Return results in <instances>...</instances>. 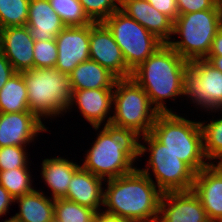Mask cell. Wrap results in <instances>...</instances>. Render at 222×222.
<instances>
[{
  "label": "cell",
  "mask_w": 222,
  "mask_h": 222,
  "mask_svg": "<svg viewBox=\"0 0 222 222\" xmlns=\"http://www.w3.org/2000/svg\"><path fill=\"white\" fill-rule=\"evenodd\" d=\"M179 14L220 9L218 0H176Z\"/></svg>",
  "instance_id": "obj_33"
},
{
  "label": "cell",
  "mask_w": 222,
  "mask_h": 222,
  "mask_svg": "<svg viewBox=\"0 0 222 222\" xmlns=\"http://www.w3.org/2000/svg\"><path fill=\"white\" fill-rule=\"evenodd\" d=\"M155 9L169 17L173 22L179 15L176 0H147Z\"/></svg>",
  "instance_id": "obj_34"
},
{
  "label": "cell",
  "mask_w": 222,
  "mask_h": 222,
  "mask_svg": "<svg viewBox=\"0 0 222 222\" xmlns=\"http://www.w3.org/2000/svg\"><path fill=\"white\" fill-rule=\"evenodd\" d=\"M113 104L111 127L131 132L137 138L151 133L159 112L151 104L148 94L132 77L117 79Z\"/></svg>",
  "instance_id": "obj_6"
},
{
  "label": "cell",
  "mask_w": 222,
  "mask_h": 222,
  "mask_svg": "<svg viewBox=\"0 0 222 222\" xmlns=\"http://www.w3.org/2000/svg\"><path fill=\"white\" fill-rule=\"evenodd\" d=\"M73 90L114 88L117 77L94 60H86L68 75Z\"/></svg>",
  "instance_id": "obj_23"
},
{
  "label": "cell",
  "mask_w": 222,
  "mask_h": 222,
  "mask_svg": "<svg viewBox=\"0 0 222 222\" xmlns=\"http://www.w3.org/2000/svg\"><path fill=\"white\" fill-rule=\"evenodd\" d=\"M221 27L220 9L179 14L173 22V35H179L181 40H170L167 44L188 62L205 59Z\"/></svg>",
  "instance_id": "obj_7"
},
{
  "label": "cell",
  "mask_w": 222,
  "mask_h": 222,
  "mask_svg": "<svg viewBox=\"0 0 222 222\" xmlns=\"http://www.w3.org/2000/svg\"><path fill=\"white\" fill-rule=\"evenodd\" d=\"M105 182L103 212L129 222H157L163 192L139 168Z\"/></svg>",
  "instance_id": "obj_1"
},
{
  "label": "cell",
  "mask_w": 222,
  "mask_h": 222,
  "mask_svg": "<svg viewBox=\"0 0 222 222\" xmlns=\"http://www.w3.org/2000/svg\"><path fill=\"white\" fill-rule=\"evenodd\" d=\"M34 68H52L57 62V45L55 39L48 41H35Z\"/></svg>",
  "instance_id": "obj_32"
},
{
  "label": "cell",
  "mask_w": 222,
  "mask_h": 222,
  "mask_svg": "<svg viewBox=\"0 0 222 222\" xmlns=\"http://www.w3.org/2000/svg\"><path fill=\"white\" fill-rule=\"evenodd\" d=\"M104 181V182H103ZM105 180L80 166L72 176L65 199L100 212Z\"/></svg>",
  "instance_id": "obj_19"
},
{
  "label": "cell",
  "mask_w": 222,
  "mask_h": 222,
  "mask_svg": "<svg viewBox=\"0 0 222 222\" xmlns=\"http://www.w3.org/2000/svg\"><path fill=\"white\" fill-rule=\"evenodd\" d=\"M30 167L16 168L0 172V184L15 198L34 190Z\"/></svg>",
  "instance_id": "obj_26"
},
{
  "label": "cell",
  "mask_w": 222,
  "mask_h": 222,
  "mask_svg": "<svg viewBox=\"0 0 222 222\" xmlns=\"http://www.w3.org/2000/svg\"><path fill=\"white\" fill-rule=\"evenodd\" d=\"M26 26L35 41L53 40L66 27L48 0H30Z\"/></svg>",
  "instance_id": "obj_20"
},
{
  "label": "cell",
  "mask_w": 222,
  "mask_h": 222,
  "mask_svg": "<svg viewBox=\"0 0 222 222\" xmlns=\"http://www.w3.org/2000/svg\"><path fill=\"white\" fill-rule=\"evenodd\" d=\"M151 134L195 173L209 165L204 153L200 121L173 113H159Z\"/></svg>",
  "instance_id": "obj_4"
},
{
  "label": "cell",
  "mask_w": 222,
  "mask_h": 222,
  "mask_svg": "<svg viewBox=\"0 0 222 222\" xmlns=\"http://www.w3.org/2000/svg\"><path fill=\"white\" fill-rule=\"evenodd\" d=\"M120 10L163 43L172 39L173 21L155 9L147 0H120Z\"/></svg>",
  "instance_id": "obj_18"
},
{
  "label": "cell",
  "mask_w": 222,
  "mask_h": 222,
  "mask_svg": "<svg viewBox=\"0 0 222 222\" xmlns=\"http://www.w3.org/2000/svg\"><path fill=\"white\" fill-rule=\"evenodd\" d=\"M66 27L85 26L93 23L86 15L79 0H48Z\"/></svg>",
  "instance_id": "obj_27"
},
{
  "label": "cell",
  "mask_w": 222,
  "mask_h": 222,
  "mask_svg": "<svg viewBox=\"0 0 222 222\" xmlns=\"http://www.w3.org/2000/svg\"><path fill=\"white\" fill-rule=\"evenodd\" d=\"M205 60L222 72V56H207Z\"/></svg>",
  "instance_id": "obj_39"
},
{
  "label": "cell",
  "mask_w": 222,
  "mask_h": 222,
  "mask_svg": "<svg viewBox=\"0 0 222 222\" xmlns=\"http://www.w3.org/2000/svg\"><path fill=\"white\" fill-rule=\"evenodd\" d=\"M147 144L146 146L141 142ZM138 158L150 152L147 165L139 169L151 178L155 185L163 192L191 191L195 180V172L175 154L166 149L151 133L138 137ZM155 181L152 179V174ZM157 183V184H156Z\"/></svg>",
  "instance_id": "obj_8"
},
{
  "label": "cell",
  "mask_w": 222,
  "mask_h": 222,
  "mask_svg": "<svg viewBox=\"0 0 222 222\" xmlns=\"http://www.w3.org/2000/svg\"><path fill=\"white\" fill-rule=\"evenodd\" d=\"M190 62L167 43H163L144 62L132 71L131 77L148 94L159 113H173L165 99L184 96V71Z\"/></svg>",
  "instance_id": "obj_2"
},
{
  "label": "cell",
  "mask_w": 222,
  "mask_h": 222,
  "mask_svg": "<svg viewBox=\"0 0 222 222\" xmlns=\"http://www.w3.org/2000/svg\"><path fill=\"white\" fill-rule=\"evenodd\" d=\"M45 131L42 120L31 111L0 113V148L29 145Z\"/></svg>",
  "instance_id": "obj_13"
},
{
  "label": "cell",
  "mask_w": 222,
  "mask_h": 222,
  "mask_svg": "<svg viewBox=\"0 0 222 222\" xmlns=\"http://www.w3.org/2000/svg\"><path fill=\"white\" fill-rule=\"evenodd\" d=\"M34 42L26 25L0 29V51L16 72L34 68Z\"/></svg>",
  "instance_id": "obj_17"
},
{
  "label": "cell",
  "mask_w": 222,
  "mask_h": 222,
  "mask_svg": "<svg viewBox=\"0 0 222 222\" xmlns=\"http://www.w3.org/2000/svg\"><path fill=\"white\" fill-rule=\"evenodd\" d=\"M208 56H222V27L215 35Z\"/></svg>",
  "instance_id": "obj_37"
},
{
  "label": "cell",
  "mask_w": 222,
  "mask_h": 222,
  "mask_svg": "<svg viewBox=\"0 0 222 222\" xmlns=\"http://www.w3.org/2000/svg\"><path fill=\"white\" fill-rule=\"evenodd\" d=\"M15 203L14 197H12L9 192L0 184V217L8 213L9 206Z\"/></svg>",
  "instance_id": "obj_36"
},
{
  "label": "cell",
  "mask_w": 222,
  "mask_h": 222,
  "mask_svg": "<svg viewBox=\"0 0 222 222\" xmlns=\"http://www.w3.org/2000/svg\"><path fill=\"white\" fill-rule=\"evenodd\" d=\"M114 88L73 90L69 110L76 104L83 118L97 131L103 121L110 126ZM110 115V116H108Z\"/></svg>",
  "instance_id": "obj_16"
},
{
  "label": "cell",
  "mask_w": 222,
  "mask_h": 222,
  "mask_svg": "<svg viewBox=\"0 0 222 222\" xmlns=\"http://www.w3.org/2000/svg\"><path fill=\"white\" fill-rule=\"evenodd\" d=\"M22 76L27 87L29 110L41 120L68 112L73 89L66 73L56 67L33 68L23 71Z\"/></svg>",
  "instance_id": "obj_5"
},
{
  "label": "cell",
  "mask_w": 222,
  "mask_h": 222,
  "mask_svg": "<svg viewBox=\"0 0 222 222\" xmlns=\"http://www.w3.org/2000/svg\"><path fill=\"white\" fill-rule=\"evenodd\" d=\"M19 212L12 218L16 222H54V199L45 196L43 191L32 192L15 198Z\"/></svg>",
  "instance_id": "obj_22"
},
{
  "label": "cell",
  "mask_w": 222,
  "mask_h": 222,
  "mask_svg": "<svg viewBox=\"0 0 222 222\" xmlns=\"http://www.w3.org/2000/svg\"><path fill=\"white\" fill-rule=\"evenodd\" d=\"M4 222H16L12 217L9 219H6Z\"/></svg>",
  "instance_id": "obj_41"
},
{
  "label": "cell",
  "mask_w": 222,
  "mask_h": 222,
  "mask_svg": "<svg viewBox=\"0 0 222 222\" xmlns=\"http://www.w3.org/2000/svg\"><path fill=\"white\" fill-rule=\"evenodd\" d=\"M30 111L22 72L12 75L0 89V113Z\"/></svg>",
  "instance_id": "obj_24"
},
{
  "label": "cell",
  "mask_w": 222,
  "mask_h": 222,
  "mask_svg": "<svg viewBox=\"0 0 222 222\" xmlns=\"http://www.w3.org/2000/svg\"><path fill=\"white\" fill-rule=\"evenodd\" d=\"M96 211L65 198L54 200V221L93 222Z\"/></svg>",
  "instance_id": "obj_25"
},
{
  "label": "cell",
  "mask_w": 222,
  "mask_h": 222,
  "mask_svg": "<svg viewBox=\"0 0 222 222\" xmlns=\"http://www.w3.org/2000/svg\"><path fill=\"white\" fill-rule=\"evenodd\" d=\"M30 0H0V29L25 26Z\"/></svg>",
  "instance_id": "obj_29"
},
{
  "label": "cell",
  "mask_w": 222,
  "mask_h": 222,
  "mask_svg": "<svg viewBox=\"0 0 222 222\" xmlns=\"http://www.w3.org/2000/svg\"><path fill=\"white\" fill-rule=\"evenodd\" d=\"M93 222H129V221L119 218L118 216L105 213L102 210L100 212H96Z\"/></svg>",
  "instance_id": "obj_38"
},
{
  "label": "cell",
  "mask_w": 222,
  "mask_h": 222,
  "mask_svg": "<svg viewBox=\"0 0 222 222\" xmlns=\"http://www.w3.org/2000/svg\"><path fill=\"white\" fill-rule=\"evenodd\" d=\"M119 45L126 66L133 71L163 42L120 9L102 22Z\"/></svg>",
  "instance_id": "obj_9"
},
{
  "label": "cell",
  "mask_w": 222,
  "mask_h": 222,
  "mask_svg": "<svg viewBox=\"0 0 222 222\" xmlns=\"http://www.w3.org/2000/svg\"><path fill=\"white\" fill-rule=\"evenodd\" d=\"M217 164L222 168V160L218 161Z\"/></svg>",
  "instance_id": "obj_42"
},
{
  "label": "cell",
  "mask_w": 222,
  "mask_h": 222,
  "mask_svg": "<svg viewBox=\"0 0 222 222\" xmlns=\"http://www.w3.org/2000/svg\"><path fill=\"white\" fill-rule=\"evenodd\" d=\"M89 54L91 60L108 69L118 79L131 77L132 71L126 66L119 45L102 22L90 24Z\"/></svg>",
  "instance_id": "obj_11"
},
{
  "label": "cell",
  "mask_w": 222,
  "mask_h": 222,
  "mask_svg": "<svg viewBox=\"0 0 222 222\" xmlns=\"http://www.w3.org/2000/svg\"><path fill=\"white\" fill-rule=\"evenodd\" d=\"M41 177L52 191V199H62L67 195L74 172L81 166L64 157L46 158L42 161Z\"/></svg>",
  "instance_id": "obj_21"
},
{
  "label": "cell",
  "mask_w": 222,
  "mask_h": 222,
  "mask_svg": "<svg viewBox=\"0 0 222 222\" xmlns=\"http://www.w3.org/2000/svg\"><path fill=\"white\" fill-rule=\"evenodd\" d=\"M81 166L104 180L133 172L138 160V138L131 132L103 126Z\"/></svg>",
  "instance_id": "obj_3"
},
{
  "label": "cell",
  "mask_w": 222,
  "mask_h": 222,
  "mask_svg": "<svg viewBox=\"0 0 222 222\" xmlns=\"http://www.w3.org/2000/svg\"><path fill=\"white\" fill-rule=\"evenodd\" d=\"M184 96L209 113L222 111V72L205 59L191 61L184 71Z\"/></svg>",
  "instance_id": "obj_10"
},
{
  "label": "cell",
  "mask_w": 222,
  "mask_h": 222,
  "mask_svg": "<svg viewBox=\"0 0 222 222\" xmlns=\"http://www.w3.org/2000/svg\"><path fill=\"white\" fill-rule=\"evenodd\" d=\"M192 191L210 222H222V168L210 163L195 174Z\"/></svg>",
  "instance_id": "obj_15"
},
{
  "label": "cell",
  "mask_w": 222,
  "mask_h": 222,
  "mask_svg": "<svg viewBox=\"0 0 222 222\" xmlns=\"http://www.w3.org/2000/svg\"><path fill=\"white\" fill-rule=\"evenodd\" d=\"M15 73L16 71L10 64L9 60L0 51V89L5 85L8 79Z\"/></svg>",
  "instance_id": "obj_35"
},
{
  "label": "cell",
  "mask_w": 222,
  "mask_h": 222,
  "mask_svg": "<svg viewBox=\"0 0 222 222\" xmlns=\"http://www.w3.org/2000/svg\"><path fill=\"white\" fill-rule=\"evenodd\" d=\"M90 24L65 27L56 37L55 67L69 75L80 63L89 60Z\"/></svg>",
  "instance_id": "obj_12"
},
{
  "label": "cell",
  "mask_w": 222,
  "mask_h": 222,
  "mask_svg": "<svg viewBox=\"0 0 222 222\" xmlns=\"http://www.w3.org/2000/svg\"><path fill=\"white\" fill-rule=\"evenodd\" d=\"M157 222H210L199 198L191 191L165 192Z\"/></svg>",
  "instance_id": "obj_14"
},
{
  "label": "cell",
  "mask_w": 222,
  "mask_h": 222,
  "mask_svg": "<svg viewBox=\"0 0 222 222\" xmlns=\"http://www.w3.org/2000/svg\"><path fill=\"white\" fill-rule=\"evenodd\" d=\"M26 146H6L0 148V172L28 166Z\"/></svg>",
  "instance_id": "obj_31"
},
{
  "label": "cell",
  "mask_w": 222,
  "mask_h": 222,
  "mask_svg": "<svg viewBox=\"0 0 222 222\" xmlns=\"http://www.w3.org/2000/svg\"><path fill=\"white\" fill-rule=\"evenodd\" d=\"M200 122L203 132L204 153L209 163L222 160V118ZM211 160H215L211 162Z\"/></svg>",
  "instance_id": "obj_28"
},
{
  "label": "cell",
  "mask_w": 222,
  "mask_h": 222,
  "mask_svg": "<svg viewBox=\"0 0 222 222\" xmlns=\"http://www.w3.org/2000/svg\"><path fill=\"white\" fill-rule=\"evenodd\" d=\"M219 2V6H220V10H221V18H222V0H218Z\"/></svg>",
  "instance_id": "obj_40"
},
{
  "label": "cell",
  "mask_w": 222,
  "mask_h": 222,
  "mask_svg": "<svg viewBox=\"0 0 222 222\" xmlns=\"http://www.w3.org/2000/svg\"><path fill=\"white\" fill-rule=\"evenodd\" d=\"M86 15L93 22H103L120 9V0H79Z\"/></svg>",
  "instance_id": "obj_30"
}]
</instances>
